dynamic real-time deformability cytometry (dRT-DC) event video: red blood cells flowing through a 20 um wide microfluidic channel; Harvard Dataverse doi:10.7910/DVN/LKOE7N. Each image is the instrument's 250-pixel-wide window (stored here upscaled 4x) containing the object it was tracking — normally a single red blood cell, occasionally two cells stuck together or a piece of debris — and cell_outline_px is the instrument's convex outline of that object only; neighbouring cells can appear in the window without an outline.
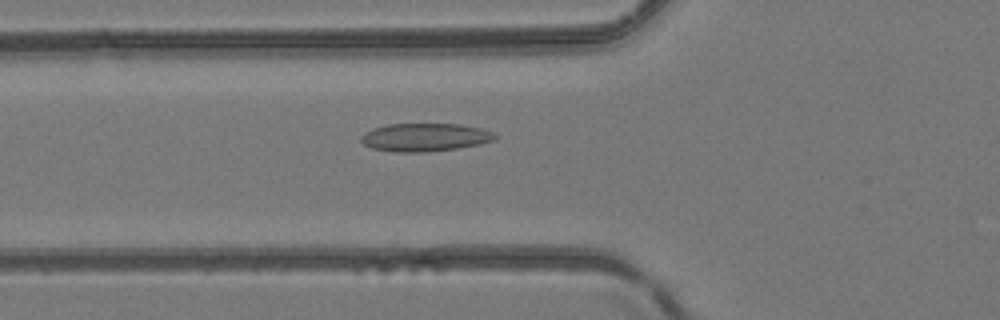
{"species": "common noctule bat (a hibernating species)", "species_latin": "Nyctalus noctula", "temperature_condition": "room temperature", "stored_images_in_passage": 48, "camera_frame_rate_fps": 3000, "um_per_image_px": 0.085, "animal": {"sex": "female", "body_mass_g": 24.6, "forearm_length_mm": 56.2}, "frame": {"image": 1, "passage_image": 18, "time_ms": 5.667, "image_size_px": [1000, 320], "cell_outline_px": [[496, 140], [480, 144], [456, 148], [424, 152], [392, 152], [372, 148], [364, 144], [360, 140], [360, 136], [364, 132], [372, 128], [388, 124], [460, 124], [480, 128], [492, 132], [496, 136]], "centroid_in_image_um": [36.08, 11.67], "position_along_channel_um": 89.7, "area_um2": 21.96}}
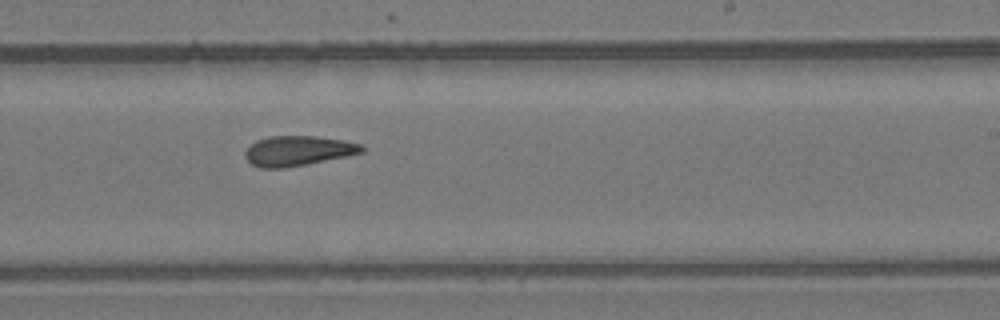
{"frame": {"image": 2, "passage_image": 30, "time_ms": 9.667, "image_size_px": [1000, 320], "cell_outline_px": [[364, 152], [308, 164], [284, 168], [260, 168], [252, 164], [244, 156], [244, 152], [256, 140], [268, 136], [316, 136], [364, 144]], "centroid_in_image_um": [25.32, 12.82], "position_along_channel_um": 263.7, "area_um2": 20.35}}
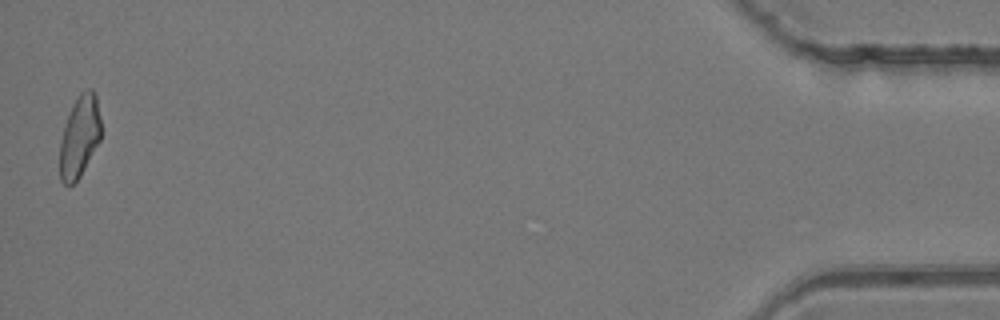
{"frame": {"image": 3, "passage_image": 48, "time_ms": 15.667, "image_size_px": [1000, 320], "cell_outline_px": [[100, 140], [80, 176], [68, 188], [60, 180], [60, 140], [72, 104], [80, 92], [88, 88], [92, 88], [96, 96], [100, 116]], "centroid_in_image_um": [6.76, 11.61], "position_along_channel_um": 428.4, "area_um2": 19.54}}